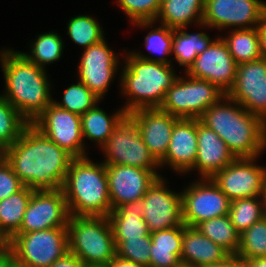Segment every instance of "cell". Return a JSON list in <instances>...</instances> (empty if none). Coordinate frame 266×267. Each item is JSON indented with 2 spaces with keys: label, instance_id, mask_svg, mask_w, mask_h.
<instances>
[{
  "label": "cell",
  "instance_id": "obj_47",
  "mask_svg": "<svg viewBox=\"0 0 266 267\" xmlns=\"http://www.w3.org/2000/svg\"><path fill=\"white\" fill-rule=\"evenodd\" d=\"M244 267H266V257H256L243 263Z\"/></svg>",
  "mask_w": 266,
  "mask_h": 267
},
{
  "label": "cell",
  "instance_id": "obj_10",
  "mask_svg": "<svg viewBox=\"0 0 266 267\" xmlns=\"http://www.w3.org/2000/svg\"><path fill=\"white\" fill-rule=\"evenodd\" d=\"M192 182L182 190L183 224L195 227L204 220L228 215L231 200L211 178Z\"/></svg>",
  "mask_w": 266,
  "mask_h": 267
},
{
  "label": "cell",
  "instance_id": "obj_8",
  "mask_svg": "<svg viewBox=\"0 0 266 267\" xmlns=\"http://www.w3.org/2000/svg\"><path fill=\"white\" fill-rule=\"evenodd\" d=\"M185 76L176 78L159 109L178 118L199 119L225 93L206 80Z\"/></svg>",
  "mask_w": 266,
  "mask_h": 267
},
{
  "label": "cell",
  "instance_id": "obj_23",
  "mask_svg": "<svg viewBox=\"0 0 266 267\" xmlns=\"http://www.w3.org/2000/svg\"><path fill=\"white\" fill-rule=\"evenodd\" d=\"M230 254L204 236L196 227L183 226L181 263L183 267H202L218 263Z\"/></svg>",
  "mask_w": 266,
  "mask_h": 267
},
{
  "label": "cell",
  "instance_id": "obj_13",
  "mask_svg": "<svg viewBox=\"0 0 266 267\" xmlns=\"http://www.w3.org/2000/svg\"><path fill=\"white\" fill-rule=\"evenodd\" d=\"M257 158H236L211 179L231 201L262 196L266 188V167L256 165Z\"/></svg>",
  "mask_w": 266,
  "mask_h": 267
},
{
  "label": "cell",
  "instance_id": "obj_41",
  "mask_svg": "<svg viewBox=\"0 0 266 267\" xmlns=\"http://www.w3.org/2000/svg\"><path fill=\"white\" fill-rule=\"evenodd\" d=\"M23 186L12 166L2 156L0 158V201L19 191Z\"/></svg>",
  "mask_w": 266,
  "mask_h": 267
},
{
  "label": "cell",
  "instance_id": "obj_34",
  "mask_svg": "<svg viewBox=\"0 0 266 267\" xmlns=\"http://www.w3.org/2000/svg\"><path fill=\"white\" fill-rule=\"evenodd\" d=\"M228 216L236 230L243 233L263 217L262 196L232 200Z\"/></svg>",
  "mask_w": 266,
  "mask_h": 267
},
{
  "label": "cell",
  "instance_id": "obj_50",
  "mask_svg": "<svg viewBox=\"0 0 266 267\" xmlns=\"http://www.w3.org/2000/svg\"><path fill=\"white\" fill-rule=\"evenodd\" d=\"M7 267H26L25 265H22L18 263L14 258L10 261V263L7 265Z\"/></svg>",
  "mask_w": 266,
  "mask_h": 267
},
{
  "label": "cell",
  "instance_id": "obj_35",
  "mask_svg": "<svg viewBox=\"0 0 266 267\" xmlns=\"http://www.w3.org/2000/svg\"><path fill=\"white\" fill-rule=\"evenodd\" d=\"M145 38V47L149 50V54L159 53L160 57L146 56L140 52H131L135 57L144 59L147 61H154L162 64H172L171 60L167 58L169 54L172 55L173 45V29L165 25L156 27L148 32ZM143 54V55H142Z\"/></svg>",
  "mask_w": 266,
  "mask_h": 267
},
{
  "label": "cell",
  "instance_id": "obj_20",
  "mask_svg": "<svg viewBox=\"0 0 266 267\" xmlns=\"http://www.w3.org/2000/svg\"><path fill=\"white\" fill-rule=\"evenodd\" d=\"M128 115L135 121L149 152L160 163L166 156L173 127L179 118L159 108H141Z\"/></svg>",
  "mask_w": 266,
  "mask_h": 267
},
{
  "label": "cell",
  "instance_id": "obj_12",
  "mask_svg": "<svg viewBox=\"0 0 266 267\" xmlns=\"http://www.w3.org/2000/svg\"><path fill=\"white\" fill-rule=\"evenodd\" d=\"M265 16L266 2L261 0H205L202 26L219 31L228 27L251 29Z\"/></svg>",
  "mask_w": 266,
  "mask_h": 267
},
{
  "label": "cell",
  "instance_id": "obj_48",
  "mask_svg": "<svg viewBox=\"0 0 266 267\" xmlns=\"http://www.w3.org/2000/svg\"><path fill=\"white\" fill-rule=\"evenodd\" d=\"M8 244L6 237L0 232V250Z\"/></svg>",
  "mask_w": 266,
  "mask_h": 267
},
{
  "label": "cell",
  "instance_id": "obj_33",
  "mask_svg": "<svg viewBox=\"0 0 266 267\" xmlns=\"http://www.w3.org/2000/svg\"><path fill=\"white\" fill-rule=\"evenodd\" d=\"M63 48L64 43L60 34L51 31L37 36L36 41L31 44V54L21 53L32 63L46 68L44 66L61 58Z\"/></svg>",
  "mask_w": 266,
  "mask_h": 267
},
{
  "label": "cell",
  "instance_id": "obj_26",
  "mask_svg": "<svg viewBox=\"0 0 266 267\" xmlns=\"http://www.w3.org/2000/svg\"><path fill=\"white\" fill-rule=\"evenodd\" d=\"M205 0H161L156 21L172 29L188 27L195 22L202 27Z\"/></svg>",
  "mask_w": 266,
  "mask_h": 267
},
{
  "label": "cell",
  "instance_id": "obj_27",
  "mask_svg": "<svg viewBox=\"0 0 266 267\" xmlns=\"http://www.w3.org/2000/svg\"><path fill=\"white\" fill-rule=\"evenodd\" d=\"M98 104L80 117L83 139L94 141L101 148L127 113L121 108L110 116Z\"/></svg>",
  "mask_w": 266,
  "mask_h": 267
},
{
  "label": "cell",
  "instance_id": "obj_38",
  "mask_svg": "<svg viewBox=\"0 0 266 267\" xmlns=\"http://www.w3.org/2000/svg\"><path fill=\"white\" fill-rule=\"evenodd\" d=\"M99 102H101L100 99L85 84L78 81L77 84H72L65 89L61 102L53 100L52 103L81 116Z\"/></svg>",
  "mask_w": 266,
  "mask_h": 267
},
{
  "label": "cell",
  "instance_id": "obj_3",
  "mask_svg": "<svg viewBox=\"0 0 266 267\" xmlns=\"http://www.w3.org/2000/svg\"><path fill=\"white\" fill-rule=\"evenodd\" d=\"M5 79L1 94L29 123L53 102L47 70L29 61L20 51H0Z\"/></svg>",
  "mask_w": 266,
  "mask_h": 267
},
{
  "label": "cell",
  "instance_id": "obj_43",
  "mask_svg": "<svg viewBox=\"0 0 266 267\" xmlns=\"http://www.w3.org/2000/svg\"><path fill=\"white\" fill-rule=\"evenodd\" d=\"M202 267H244L243 262L236 255H229L223 261Z\"/></svg>",
  "mask_w": 266,
  "mask_h": 267
},
{
  "label": "cell",
  "instance_id": "obj_28",
  "mask_svg": "<svg viewBox=\"0 0 266 267\" xmlns=\"http://www.w3.org/2000/svg\"><path fill=\"white\" fill-rule=\"evenodd\" d=\"M33 191L23 186L19 191L0 201V232L7 240L20 229Z\"/></svg>",
  "mask_w": 266,
  "mask_h": 267
},
{
  "label": "cell",
  "instance_id": "obj_11",
  "mask_svg": "<svg viewBox=\"0 0 266 267\" xmlns=\"http://www.w3.org/2000/svg\"><path fill=\"white\" fill-rule=\"evenodd\" d=\"M31 124L73 158L87 155L80 115L51 103Z\"/></svg>",
  "mask_w": 266,
  "mask_h": 267
},
{
  "label": "cell",
  "instance_id": "obj_40",
  "mask_svg": "<svg viewBox=\"0 0 266 267\" xmlns=\"http://www.w3.org/2000/svg\"><path fill=\"white\" fill-rule=\"evenodd\" d=\"M114 241L117 257L149 267L151 248L150 235L134 239Z\"/></svg>",
  "mask_w": 266,
  "mask_h": 267
},
{
  "label": "cell",
  "instance_id": "obj_4",
  "mask_svg": "<svg viewBox=\"0 0 266 267\" xmlns=\"http://www.w3.org/2000/svg\"><path fill=\"white\" fill-rule=\"evenodd\" d=\"M61 189L72 216H108L112 211L106 166L88 155L73 158Z\"/></svg>",
  "mask_w": 266,
  "mask_h": 267
},
{
  "label": "cell",
  "instance_id": "obj_2",
  "mask_svg": "<svg viewBox=\"0 0 266 267\" xmlns=\"http://www.w3.org/2000/svg\"><path fill=\"white\" fill-rule=\"evenodd\" d=\"M199 120L227 144L235 158H256L266 149V122L227 94Z\"/></svg>",
  "mask_w": 266,
  "mask_h": 267
},
{
  "label": "cell",
  "instance_id": "obj_21",
  "mask_svg": "<svg viewBox=\"0 0 266 267\" xmlns=\"http://www.w3.org/2000/svg\"><path fill=\"white\" fill-rule=\"evenodd\" d=\"M197 156V119L179 118L173 127L165 158L159 163L176 173H187Z\"/></svg>",
  "mask_w": 266,
  "mask_h": 267
},
{
  "label": "cell",
  "instance_id": "obj_46",
  "mask_svg": "<svg viewBox=\"0 0 266 267\" xmlns=\"http://www.w3.org/2000/svg\"><path fill=\"white\" fill-rule=\"evenodd\" d=\"M106 267H147L141 264H137L135 262H131V261H127L124 259H121L117 256H115L113 258V260H111Z\"/></svg>",
  "mask_w": 266,
  "mask_h": 267
},
{
  "label": "cell",
  "instance_id": "obj_39",
  "mask_svg": "<svg viewBox=\"0 0 266 267\" xmlns=\"http://www.w3.org/2000/svg\"><path fill=\"white\" fill-rule=\"evenodd\" d=\"M117 4L133 25L147 29L156 23L161 0H117Z\"/></svg>",
  "mask_w": 266,
  "mask_h": 267
},
{
  "label": "cell",
  "instance_id": "obj_37",
  "mask_svg": "<svg viewBox=\"0 0 266 267\" xmlns=\"http://www.w3.org/2000/svg\"><path fill=\"white\" fill-rule=\"evenodd\" d=\"M66 34L74 43L85 47L84 49L105 38L99 22L89 15H78L69 19Z\"/></svg>",
  "mask_w": 266,
  "mask_h": 267
},
{
  "label": "cell",
  "instance_id": "obj_1",
  "mask_svg": "<svg viewBox=\"0 0 266 267\" xmlns=\"http://www.w3.org/2000/svg\"><path fill=\"white\" fill-rule=\"evenodd\" d=\"M2 156L21 183L34 191L62 188L73 157L31 123Z\"/></svg>",
  "mask_w": 266,
  "mask_h": 267
},
{
  "label": "cell",
  "instance_id": "obj_25",
  "mask_svg": "<svg viewBox=\"0 0 266 267\" xmlns=\"http://www.w3.org/2000/svg\"><path fill=\"white\" fill-rule=\"evenodd\" d=\"M150 236L149 267H183L180 260L183 226L153 232Z\"/></svg>",
  "mask_w": 266,
  "mask_h": 267
},
{
  "label": "cell",
  "instance_id": "obj_17",
  "mask_svg": "<svg viewBox=\"0 0 266 267\" xmlns=\"http://www.w3.org/2000/svg\"><path fill=\"white\" fill-rule=\"evenodd\" d=\"M119 57L107 45L105 38L84 49L78 66L79 81L85 84L101 101L114 79Z\"/></svg>",
  "mask_w": 266,
  "mask_h": 267
},
{
  "label": "cell",
  "instance_id": "obj_14",
  "mask_svg": "<svg viewBox=\"0 0 266 267\" xmlns=\"http://www.w3.org/2000/svg\"><path fill=\"white\" fill-rule=\"evenodd\" d=\"M165 179L158 177L143 196V219L151 233L184 226L181 192L168 189Z\"/></svg>",
  "mask_w": 266,
  "mask_h": 267
},
{
  "label": "cell",
  "instance_id": "obj_19",
  "mask_svg": "<svg viewBox=\"0 0 266 267\" xmlns=\"http://www.w3.org/2000/svg\"><path fill=\"white\" fill-rule=\"evenodd\" d=\"M112 210L122 204L142 200L147 189L161 177L156 169L105 164Z\"/></svg>",
  "mask_w": 266,
  "mask_h": 267
},
{
  "label": "cell",
  "instance_id": "obj_51",
  "mask_svg": "<svg viewBox=\"0 0 266 267\" xmlns=\"http://www.w3.org/2000/svg\"><path fill=\"white\" fill-rule=\"evenodd\" d=\"M87 267H106V266H87Z\"/></svg>",
  "mask_w": 266,
  "mask_h": 267
},
{
  "label": "cell",
  "instance_id": "obj_42",
  "mask_svg": "<svg viewBox=\"0 0 266 267\" xmlns=\"http://www.w3.org/2000/svg\"><path fill=\"white\" fill-rule=\"evenodd\" d=\"M49 267H87L78 257L68 252L61 259L56 260Z\"/></svg>",
  "mask_w": 266,
  "mask_h": 267
},
{
  "label": "cell",
  "instance_id": "obj_30",
  "mask_svg": "<svg viewBox=\"0 0 266 267\" xmlns=\"http://www.w3.org/2000/svg\"><path fill=\"white\" fill-rule=\"evenodd\" d=\"M222 39L236 64L251 62L261 58L258 27L251 29H231Z\"/></svg>",
  "mask_w": 266,
  "mask_h": 267
},
{
  "label": "cell",
  "instance_id": "obj_9",
  "mask_svg": "<svg viewBox=\"0 0 266 267\" xmlns=\"http://www.w3.org/2000/svg\"><path fill=\"white\" fill-rule=\"evenodd\" d=\"M101 150L106 157L102 161L104 164L157 170L160 167L143 142L135 121L128 114L116 125Z\"/></svg>",
  "mask_w": 266,
  "mask_h": 267
},
{
  "label": "cell",
  "instance_id": "obj_36",
  "mask_svg": "<svg viewBox=\"0 0 266 267\" xmlns=\"http://www.w3.org/2000/svg\"><path fill=\"white\" fill-rule=\"evenodd\" d=\"M236 256L243 263L256 257H266V220L263 217L240 234Z\"/></svg>",
  "mask_w": 266,
  "mask_h": 267
},
{
  "label": "cell",
  "instance_id": "obj_6",
  "mask_svg": "<svg viewBox=\"0 0 266 267\" xmlns=\"http://www.w3.org/2000/svg\"><path fill=\"white\" fill-rule=\"evenodd\" d=\"M69 252L86 266H106L116 256L108 216H72L68 224Z\"/></svg>",
  "mask_w": 266,
  "mask_h": 267
},
{
  "label": "cell",
  "instance_id": "obj_22",
  "mask_svg": "<svg viewBox=\"0 0 266 267\" xmlns=\"http://www.w3.org/2000/svg\"><path fill=\"white\" fill-rule=\"evenodd\" d=\"M235 159L227 144L197 119V156L187 173L197 170L201 178H212Z\"/></svg>",
  "mask_w": 266,
  "mask_h": 267
},
{
  "label": "cell",
  "instance_id": "obj_29",
  "mask_svg": "<svg viewBox=\"0 0 266 267\" xmlns=\"http://www.w3.org/2000/svg\"><path fill=\"white\" fill-rule=\"evenodd\" d=\"M187 27L173 29L172 55L180 66H185V72L214 40L204 32L189 34Z\"/></svg>",
  "mask_w": 266,
  "mask_h": 267
},
{
  "label": "cell",
  "instance_id": "obj_49",
  "mask_svg": "<svg viewBox=\"0 0 266 267\" xmlns=\"http://www.w3.org/2000/svg\"><path fill=\"white\" fill-rule=\"evenodd\" d=\"M263 200V218L266 220V188L264 194L262 195Z\"/></svg>",
  "mask_w": 266,
  "mask_h": 267
},
{
  "label": "cell",
  "instance_id": "obj_7",
  "mask_svg": "<svg viewBox=\"0 0 266 267\" xmlns=\"http://www.w3.org/2000/svg\"><path fill=\"white\" fill-rule=\"evenodd\" d=\"M8 243L13 258L26 267H49L69 252L67 227L15 233Z\"/></svg>",
  "mask_w": 266,
  "mask_h": 267
},
{
  "label": "cell",
  "instance_id": "obj_31",
  "mask_svg": "<svg viewBox=\"0 0 266 267\" xmlns=\"http://www.w3.org/2000/svg\"><path fill=\"white\" fill-rule=\"evenodd\" d=\"M195 227L230 255L237 254L240 233L236 230L228 215L204 220Z\"/></svg>",
  "mask_w": 266,
  "mask_h": 267
},
{
  "label": "cell",
  "instance_id": "obj_32",
  "mask_svg": "<svg viewBox=\"0 0 266 267\" xmlns=\"http://www.w3.org/2000/svg\"><path fill=\"white\" fill-rule=\"evenodd\" d=\"M30 123L0 95V152L3 153Z\"/></svg>",
  "mask_w": 266,
  "mask_h": 267
},
{
  "label": "cell",
  "instance_id": "obj_15",
  "mask_svg": "<svg viewBox=\"0 0 266 267\" xmlns=\"http://www.w3.org/2000/svg\"><path fill=\"white\" fill-rule=\"evenodd\" d=\"M222 37L214 39L201 54L197 55L185 74L206 80L228 94L235 83L237 64Z\"/></svg>",
  "mask_w": 266,
  "mask_h": 267
},
{
  "label": "cell",
  "instance_id": "obj_24",
  "mask_svg": "<svg viewBox=\"0 0 266 267\" xmlns=\"http://www.w3.org/2000/svg\"><path fill=\"white\" fill-rule=\"evenodd\" d=\"M143 201L120 205L108 215L114 240L134 239L151 234L143 217Z\"/></svg>",
  "mask_w": 266,
  "mask_h": 267
},
{
  "label": "cell",
  "instance_id": "obj_5",
  "mask_svg": "<svg viewBox=\"0 0 266 267\" xmlns=\"http://www.w3.org/2000/svg\"><path fill=\"white\" fill-rule=\"evenodd\" d=\"M125 55L120 85L128 101L122 108L127 114L141 108H159L178 77L173 65L140 59L131 52Z\"/></svg>",
  "mask_w": 266,
  "mask_h": 267
},
{
  "label": "cell",
  "instance_id": "obj_45",
  "mask_svg": "<svg viewBox=\"0 0 266 267\" xmlns=\"http://www.w3.org/2000/svg\"><path fill=\"white\" fill-rule=\"evenodd\" d=\"M13 259V249L8 243L0 250V267H7L10 261Z\"/></svg>",
  "mask_w": 266,
  "mask_h": 267
},
{
  "label": "cell",
  "instance_id": "obj_18",
  "mask_svg": "<svg viewBox=\"0 0 266 267\" xmlns=\"http://www.w3.org/2000/svg\"><path fill=\"white\" fill-rule=\"evenodd\" d=\"M227 95L266 122V58L238 64Z\"/></svg>",
  "mask_w": 266,
  "mask_h": 267
},
{
  "label": "cell",
  "instance_id": "obj_44",
  "mask_svg": "<svg viewBox=\"0 0 266 267\" xmlns=\"http://www.w3.org/2000/svg\"><path fill=\"white\" fill-rule=\"evenodd\" d=\"M258 35L260 43V52L263 58H266V16L258 26Z\"/></svg>",
  "mask_w": 266,
  "mask_h": 267
},
{
  "label": "cell",
  "instance_id": "obj_16",
  "mask_svg": "<svg viewBox=\"0 0 266 267\" xmlns=\"http://www.w3.org/2000/svg\"><path fill=\"white\" fill-rule=\"evenodd\" d=\"M70 218L62 189L33 191L16 233L67 227Z\"/></svg>",
  "mask_w": 266,
  "mask_h": 267
}]
</instances>
